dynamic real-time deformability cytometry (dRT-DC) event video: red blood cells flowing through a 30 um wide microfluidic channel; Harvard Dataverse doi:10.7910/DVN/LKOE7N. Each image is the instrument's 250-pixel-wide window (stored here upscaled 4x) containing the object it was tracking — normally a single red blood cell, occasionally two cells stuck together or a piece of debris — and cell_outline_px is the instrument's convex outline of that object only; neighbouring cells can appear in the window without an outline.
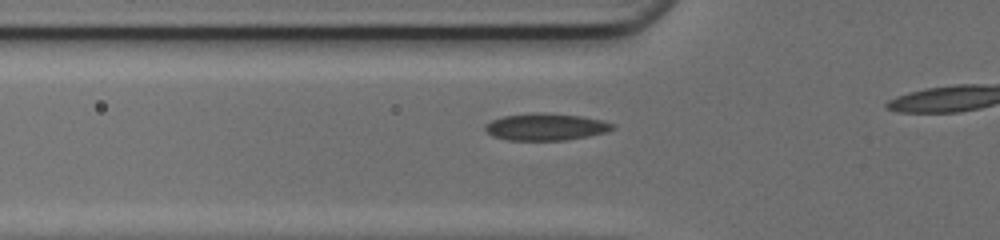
{"species": "common noctule bat (a hibernating species)", "species_latin": "Nyctalus noctula", "temperature_condition": "cold", "stored_images_in_passage": 17, "camera_frame_rate_fps": 3000, "um_per_image_px": 0.085, "animal": {"sex": "female", "body_mass_g": 17.0, "forearm_length_mm": 48.0}, "frame": {"image": 1, "passage_image": 12, "time_ms": 3.667, "image_size_px": [1000, 240], "cell_outline_px": [[616, 128], [608, 132], [588, 136], [564, 140], [508, 140], [492, 136], [484, 128], [484, 124], [492, 120], [504, 116], [532, 112], [544, 112], [580, 116], [600, 120], [616, 124]], "centroid_in_image_um": [46.4, 10.78], "position_along_channel_um": 79.4, "area_um2": 20.17}}
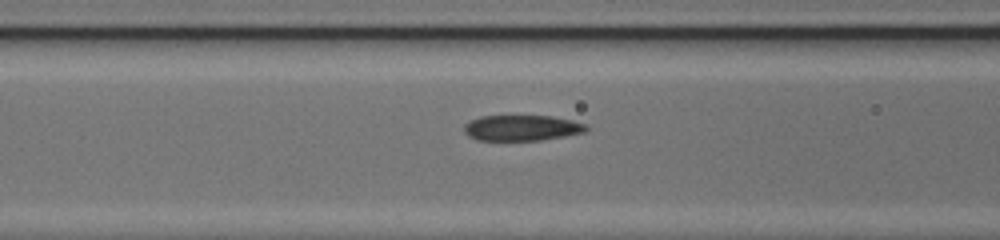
{"frame": {"image": 2, "passage_image": 15, "time_ms": 4.667, "image_size_px": [1000, 240], "cell_outline_px": [[588, 128], [584, 132], [564, 136], [540, 140], [476, 140], [468, 136], [464, 132], [464, 124], [468, 120], [480, 116], [552, 116], [572, 120], [588, 124]], "centroid_in_image_um": [44.33, 10.86], "position_along_channel_um": 122.3, "area_um2": 18.38}}